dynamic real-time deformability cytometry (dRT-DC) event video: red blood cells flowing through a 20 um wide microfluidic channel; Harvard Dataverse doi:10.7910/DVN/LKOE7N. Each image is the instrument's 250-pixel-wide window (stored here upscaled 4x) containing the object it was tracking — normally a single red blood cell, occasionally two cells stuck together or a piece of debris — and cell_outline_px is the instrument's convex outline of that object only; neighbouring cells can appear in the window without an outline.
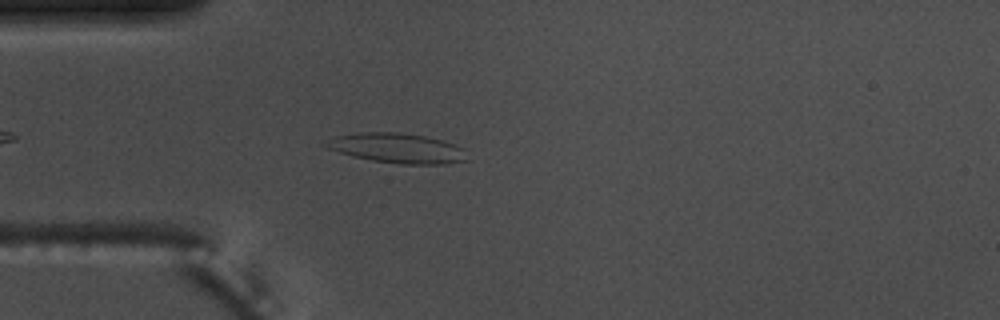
{"species": "common noctule bat (a hibernating species)", "species_latin": "Nyctalus noctula", "temperature_condition": "warm", "stored_images_in_passage": 4, "camera_frame_rate_fps": 3000, "um_per_image_px": 0.085, "animal": {"sex": "male", "body_mass_g": 17.5, "forearm_length_mm": 52.3}, "frame": {"image": 1, "passage_image": 4, "time_ms": 1.0, "image_size_px": [1000, 320], "cell_outline_px": [[468, 160], [444, 164], [400, 164], [372, 160], [352, 156], [328, 148], [320, 144], [336, 136], [360, 132], [400, 132], [424, 136], [440, 140], [464, 148]], "centroid_in_image_um": [33.75, 12.59], "position_along_channel_um": 51.3, "area_um2": 24.45}}